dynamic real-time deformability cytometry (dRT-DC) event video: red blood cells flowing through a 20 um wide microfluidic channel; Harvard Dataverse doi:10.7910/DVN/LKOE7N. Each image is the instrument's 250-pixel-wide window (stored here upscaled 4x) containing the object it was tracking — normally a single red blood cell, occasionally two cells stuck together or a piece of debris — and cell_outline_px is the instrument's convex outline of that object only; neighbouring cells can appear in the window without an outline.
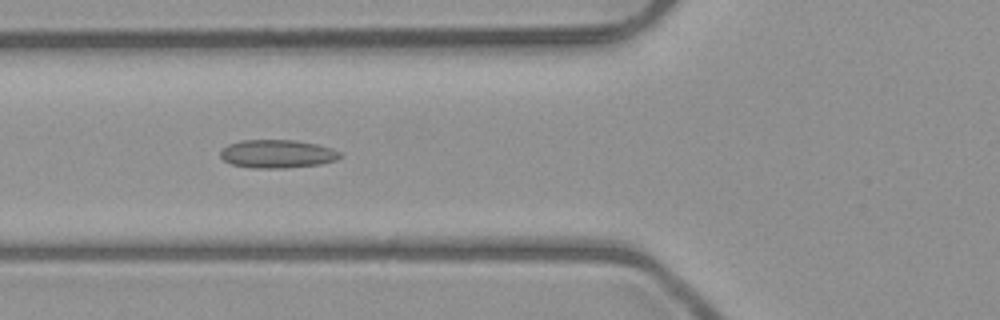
{"species": "common noctule bat (a hibernating species)", "species_latin": "Nyctalus noctula", "temperature_condition": "room temperature", "stored_images_in_passage": 5, "camera_frame_rate_fps": 3000, "um_per_image_px": 0.085, "animal": {"sex": "male", "body_mass_g": 23.1, "forearm_length_mm": 52.7}, "frame": {"image": 1, "passage_image": 3, "time_ms": 2.333, "image_size_px": [1000, 320], "cell_outline_px": [[340, 156], [336, 160], [320, 164], [284, 168], [252, 168], [232, 164], [224, 160], [220, 156], [220, 152], [228, 144], [244, 140], [296, 140], [316, 144], [332, 148], [340, 152]], "centroid_in_image_um": [23.57, 13.08], "position_along_channel_um": 102.2, "area_um2": 19.59}}
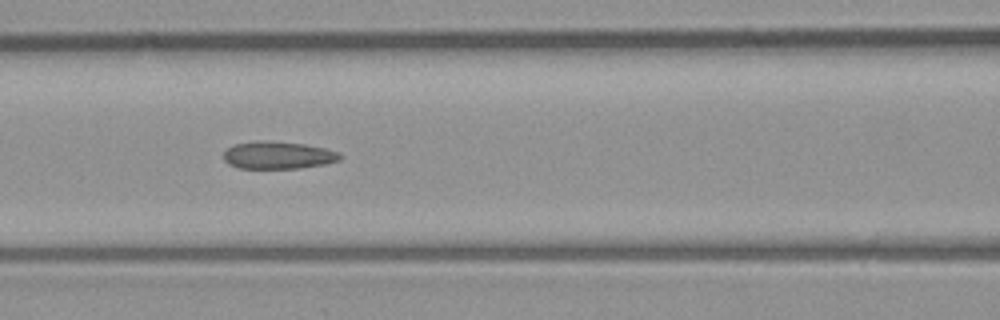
{"frame": {"image": 2, "passage_image": 4, "time_ms": 3.333, "image_size_px": [1000, 320], "cell_outline_px": [[344, 156], [340, 160], [324, 164], [300, 168], [240, 168], [228, 164], [224, 160], [224, 152], [228, 148], [236, 144], [260, 140], [304, 144], [324, 148], [340, 152]], "centroid_in_image_um": [23.66, 13.19], "position_along_channel_um": 142.9, "area_um2": 18.55}}
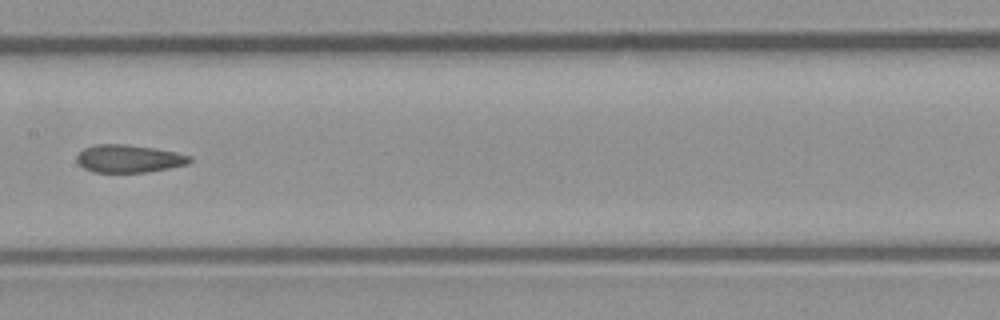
{"frame": {"image": 3, "passage_image": 5, "time_ms": 4.667, "image_size_px": [1000, 320], "cell_outline_px": [[192, 160], [188, 164], [168, 168], [144, 172], [96, 172], [84, 168], [76, 160], [76, 156], [84, 148], [96, 144], [128, 144], [156, 148], [176, 152], [192, 156]], "centroid_in_image_um": [10.97, 13.47], "position_along_channel_um": 196.4, "area_um2": 18.26}}